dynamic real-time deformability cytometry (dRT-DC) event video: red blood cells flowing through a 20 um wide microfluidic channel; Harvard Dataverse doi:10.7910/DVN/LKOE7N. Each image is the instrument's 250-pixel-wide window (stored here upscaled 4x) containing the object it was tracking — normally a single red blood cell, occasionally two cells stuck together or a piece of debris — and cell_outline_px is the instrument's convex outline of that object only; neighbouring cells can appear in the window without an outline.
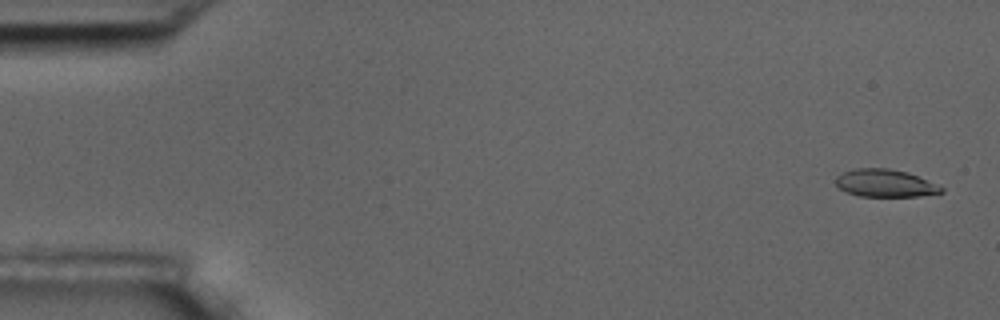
{"species": "common noctule bat (a hibernating species)", "species_latin": "Nyctalus noctula", "temperature_condition": "room temperature", "stored_images_in_passage": 5, "camera_frame_rate_fps": 3000, "um_per_image_px": 0.085, "animal": {"sex": "male", "body_mass_g": 17.5, "forearm_length_mm": 52.3}, "frame": {"image": 1, "passage_image": 1, "time_ms": 0.0, "image_size_px": [1000, 320], "cell_outline_px": [[944, 192], [920, 196], [860, 196], [848, 192], [840, 188], [836, 184], [836, 176], [844, 172], [856, 168], [888, 168], [908, 172], [944, 188]], "centroid_in_image_um": [75.24, 15.57], "position_along_channel_um": 9.8, "area_um2": 16.76}}
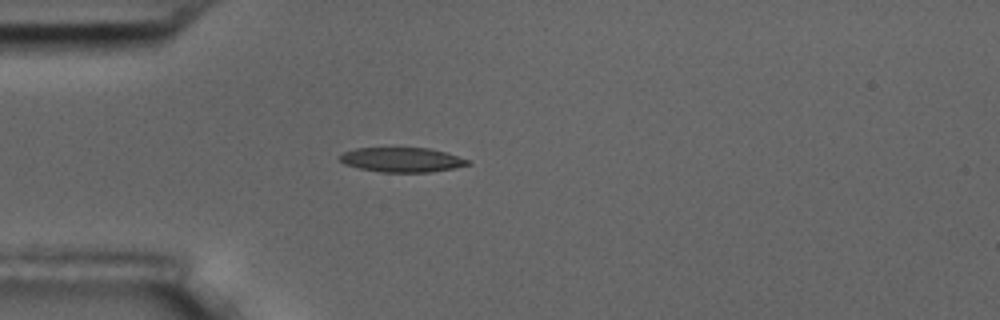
{"frame": {"image": 2, "passage_image": 5, "time_ms": 4.667, "image_size_px": [1000, 320], "cell_outline_px": [[472, 164], [452, 168], [428, 172], [380, 172], [360, 168], [344, 164], [336, 156], [344, 152], [356, 148], [428, 148], [448, 152], [468, 160]], "centroid_in_image_um": [34.14, 13.57], "position_along_channel_um": 50.9, "area_um2": 18.32}}